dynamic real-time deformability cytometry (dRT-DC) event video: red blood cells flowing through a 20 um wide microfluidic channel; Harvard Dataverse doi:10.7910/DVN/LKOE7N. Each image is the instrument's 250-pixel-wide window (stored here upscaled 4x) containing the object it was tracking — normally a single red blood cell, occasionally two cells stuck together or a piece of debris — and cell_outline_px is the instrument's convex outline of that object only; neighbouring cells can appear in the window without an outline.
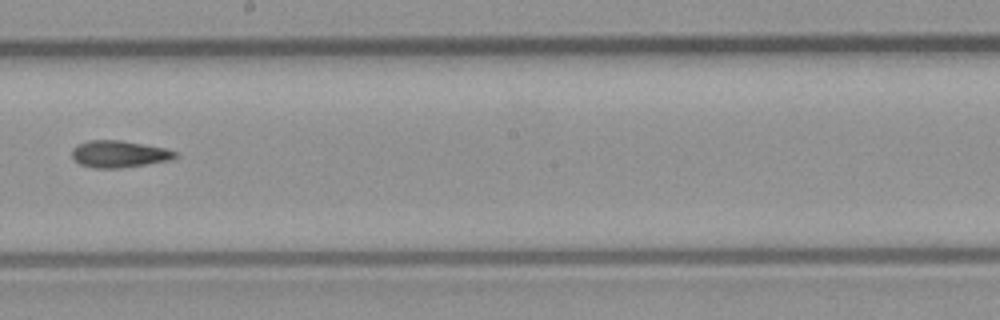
{"species": "common noctule bat (a hibernating species)", "species_latin": "Nyctalus noctula", "temperature_condition": "room temperature", "stored_images_in_passage": 10, "camera_frame_rate_fps": 3000, "um_per_image_px": 0.085, "animal": {"sex": "male", "body_mass_g": 23.1, "forearm_length_mm": 52.7}, "frame": {"image": 1, "passage_image": 9, "time_ms": 2.667, "image_size_px": [1000, 320], "cell_outline_px": [[180, 156], [172, 160], [120, 168], [92, 168], [80, 164], [72, 160], [72, 148], [76, 144], [88, 140], [120, 140], [164, 148], [176, 152]], "centroid_in_image_um": [10.09, 13.09], "position_along_channel_um": 238.1, "area_um2": 16.36}}
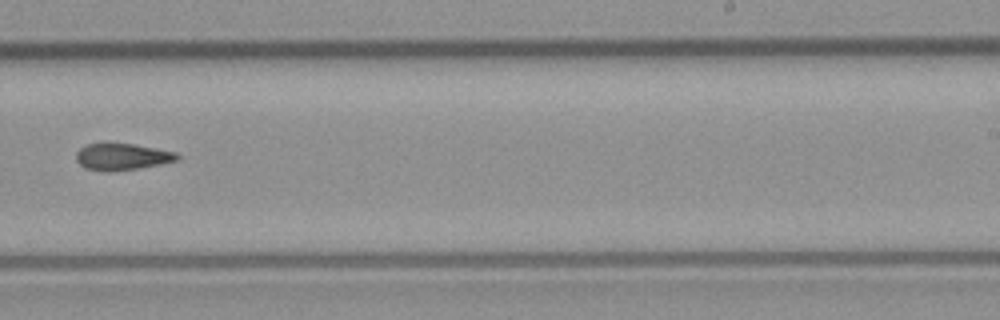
{"frame": {"image": 2, "passage_image": 10, "time_ms": 3.0, "image_size_px": [1000, 320], "cell_outline_px": [[180, 156], [176, 160], [160, 164], [136, 168], [108, 172], [84, 168], [76, 160], [76, 152], [80, 148], [88, 144], [104, 140], [132, 144], [156, 148], [176, 152]], "centroid_in_image_um": [10.31, 13.28], "position_along_channel_um": 278.7, "area_um2": 16.07}}